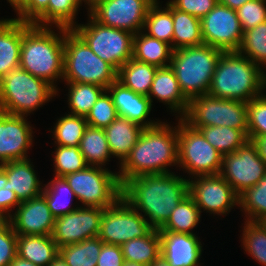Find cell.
Returning a JSON list of instances; mask_svg holds the SVG:
<instances>
[{
    "instance_id": "cell-19",
    "label": "cell",
    "mask_w": 266,
    "mask_h": 266,
    "mask_svg": "<svg viewBox=\"0 0 266 266\" xmlns=\"http://www.w3.org/2000/svg\"><path fill=\"white\" fill-rule=\"evenodd\" d=\"M15 210L7 221L17 235L52 234L55 217L42 195L21 201Z\"/></svg>"
},
{
    "instance_id": "cell-55",
    "label": "cell",
    "mask_w": 266,
    "mask_h": 266,
    "mask_svg": "<svg viewBox=\"0 0 266 266\" xmlns=\"http://www.w3.org/2000/svg\"><path fill=\"white\" fill-rule=\"evenodd\" d=\"M48 266H69L64 259L58 254Z\"/></svg>"
},
{
    "instance_id": "cell-33",
    "label": "cell",
    "mask_w": 266,
    "mask_h": 266,
    "mask_svg": "<svg viewBox=\"0 0 266 266\" xmlns=\"http://www.w3.org/2000/svg\"><path fill=\"white\" fill-rule=\"evenodd\" d=\"M41 195L45 198L55 218L71 213L80 207V205L71 207V200L76 196L64 177L54 176L53 180L44 184Z\"/></svg>"
},
{
    "instance_id": "cell-31",
    "label": "cell",
    "mask_w": 266,
    "mask_h": 266,
    "mask_svg": "<svg viewBox=\"0 0 266 266\" xmlns=\"http://www.w3.org/2000/svg\"><path fill=\"white\" fill-rule=\"evenodd\" d=\"M79 150L88 166L106 168L105 165L112 157L104 128L88 125L80 140Z\"/></svg>"
},
{
    "instance_id": "cell-48",
    "label": "cell",
    "mask_w": 266,
    "mask_h": 266,
    "mask_svg": "<svg viewBox=\"0 0 266 266\" xmlns=\"http://www.w3.org/2000/svg\"><path fill=\"white\" fill-rule=\"evenodd\" d=\"M168 2L179 11L202 19L217 5L218 0H170Z\"/></svg>"
},
{
    "instance_id": "cell-22",
    "label": "cell",
    "mask_w": 266,
    "mask_h": 266,
    "mask_svg": "<svg viewBox=\"0 0 266 266\" xmlns=\"http://www.w3.org/2000/svg\"><path fill=\"white\" fill-rule=\"evenodd\" d=\"M148 97L153 103V98L177 113L176 119H181L187 113L189 100L184 96L180 89L176 75L170 66L157 68ZM178 117V118H177Z\"/></svg>"
},
{
    "instance_id": "cell-59",
    "label": "cell",
    "mask_w": 266,
    "mask_h": 266,
    "mask_svg": "<svg viewBox=\"0 0 266 266\" xmlns=\"http://www.w3.org/2000/svg\"><path fill=\"white\" fill-rule=\"evenodd\" d=\"M123 266H146V265L136 262L124 261Z\"/></svg>"
},
{
    "instance_id": "cell-4",
    "label": "cell",
    "mask_w": 266,
    "mask_h": 266,
    "mask_svg": "<svg viewBox=\"0 0 266 266\" xmlns=\"http://www.w3.org/2000/svg\"><path fill=\"white\" fill-rule=\"evenodd\" d=\"M266 71L238 51L222 52L208 94L213 97L249 102L263 95Z\"/></svg>"
},
{
    "instance_id": "cell-26",
    "label": "cell",
    "mask_w": 266,
    "mask_h": 266,
    "mask_svg": "<svg viewBox=\"0 0 266 266\" xmlns=\"http://www.w3.org/2000/svg\"><path fill=\"white\" fill-rule=\"evenodd\" d=\"M59 254L51 235H17V256L29 262L48 266Z\"/></svg>"
},
{
    "instance_id": "cell-39",
    "label": "cell",
    "mask_w": 266,
    "mask_h": 266,
    "mask_svg": "<svg viewBox=\"0 0 266 266\" xmlns=\"http://www.w3.org/2000/svg\"><path fill=\"white\" fill-rule=\"evenodd\" d=\"M65 115L57 119L53 130L50 131L54 144L66 147L79 146L88 126L86 117L69 113Z\"/></svg>"
},
{
    "instance_id": "cell-57",
    "label": "cell",
    "mask_w": 266,
    "mask_h": 266,
    "mask_svg": "<svg viewBox=\"0 0 266 266\" xmlns=\"http://www.w3.org/2000/svg\"><path fill=\"white\" fill-rule=\"evenodd\" d=\"M26 0H7L12 8L16 11Z\"/></svg>"
},
{
    "instance_id": "cell-58",
    "label": "cell",
    "mask_w": 266,
    "mask_h": 266,
    "mask_svg": "<svg viewBox=\"0 0 266 266\" xmlns=\"http://www.w3.org/2000/svg\"><path fill=\"white\" fill-rule=\"evenodd\" d=\"M102 0H84V4L87 5L88 8V11L95 5L97 4L98 2H100Z\"/></svg>"
},
{
    "instance_id": "cell-44",
    "label": "cell",
    "mask_w": 266,
    "mask_h": 266,
    "mask_svg": "<svg viewBox=\"0 0 266 266\" xmlns=\"http://www.w3.org/2000/svg\"><path fill=\"white\" fill-rule=\"evenodd\" d=\"M118 117L112 98L105 90L92 106L91 111L86 116L88 125L105 128Z\"/></svg>"
},
{
    "instance_id": "cell-9",
    "label": "cell",
    "mask_w": 266,
    "mask_h": 266,
    "mask_svg": "<svg viewBox=\"0 0 266 266\" xmlns=\"http://www.w3.org/2000/svg\"><path fill=\"white\" fill-rule=\"evenodd\" d=\"M87 24H77L73 30L91 50L116 71L133 55L134 34L126 30L105 26L88 13Z\"/></svg>"
},
{
    "instance_id": "cell-27",
    "label": "cell",
    "mask_w": 266,
    "mask_h": 266,
    "mask_svg": "<svg viewBox=\"0 0 266 266\" xmlns=\"http://www.w3.org/2000/svg\"><path fill=\"white\" fill-rule=\"evenodd\" d=\"M173 49L170 44L151 37L143 31L134 35L133 55L136 61L159 67L170 66Z\"/></svg>"
},
{
    "instance_id": "cell-37",
    "label": "cell",
    "mask_w": 266,
    "mask_h": 266,
    "mask_svg": "<svg viewBox=\"0 0 266 266\" xmlns=\"http://www.w3.org/2000/svg\"><path fill=\"white\" fill-rule=\"evenodd\" d=\"M103 241L99 237L59 248V254L69 266H96Z\"/></svg>"
},
{
    "instance_id": "cell-10",
    "label": "cell",
    "mask_w": 266,
    "mask_h": 266,
    "mask_svg": "<svg viewBox=\"0 0 266 266\" xmlns=\"http://www.w3.org/2000/svg\"><path fill=\"white\" fill-rule=\"evenodd\" d=\"M74 191L76 200L83 206L107 208L122 194L117 172L98 166H87L84 170L64 176Z\"/></svg>"
},
{
    "instance_id": "cell-29",
    "label": "cell",
    "mask_w": 266,
    "mask_h": 266,
    "mask_svg": "<svg viewBox=\"0 0 266 266\" xmlns=\"http://www.w3.org/2000/svg\"><path fill=\"white\" fill-rule=\"evenodd\" d=\"M173 18L172 49L197 46L204 43L201 19L177 10L171 5Z\"/></svg>"
},
{
    "instance_id": "cell-43",
    "label": "cell",
    "mask_w": 266,
    "mask_h": 266,
    "mask_svg": "<svg viewBox=\"0 0 266 266\" xmlns=\"http://www.w3.org/2000/svg\"><path fill=\"white\" fill-rule=\"evenodd\" d=\"M55 147V151L52 152L54 153L55 176L64 177L67 174L84 170L88 166L79 150V146L66 147L56 145Z\"/></svg>"
},
{
    "instance_id": "cell-53",
    "label": "cell",
    "mask_w": 266,
    "mask_h": 266,
    "mask_svg": "<svg viewBox=\"0 0 266 266\" xmlns=\"http://www.w3.org/2000/svg\"><path fill=\"white\" fill-rule=\"evenodd\" d=\"M249 0H218V2L224 6H227L233 10H237L240 8L244 3L248 2Z\"/></svg>"
},
{
    "instance_id": "cell-47",
    "label": "cell",
    "mask_w": 266,
    "mask_h": 266,
    "mask_svg": "<svg viewBox=\"0 0 266 266\" xmlns=\"http://www.w3.org/2000/svg\"><path fill=\"white\" fill-rule=\"evenodd\" d=\"M17 256V234L7 220L0 221V266H9Z\"/></svg>"
},
{
    "instance_id": "cell-12",
    "label": "cell",
    "mask_w": 266,
    "mask_h": 266,
    "mask_svg": "<svg viewBox=\"0 0 266 266\" xmlns=\"http://www.w3.org/2000/svg\"><path fill=\"white\" fill-rule=\"evenodd\" d=\"M154 228L122 196L104 209L98 237L106 244L121 246L131 239L147 236Z\"/></svg>"
},
{
    "instance_id": "cell-13",
    "label": "cell",
    "mask_w": 266,
    "mask_h": 266,
    "mask_svg": "<svg viewBox=\"0 0 266 266\" xmlns=\"http://www.w3.org/2000/svg\"><path fill=\"white\" fill-rule=\"evenodd\" d=\"M219 174L239 196L261 180L266 174V164L260 158L256 146L248 140L236 151L222 156Z\"/></svg>"
},
{
    "instance_id": "cell-6",
    "label": "cell",
    "mask_w": 266,
    "mask_h": 266,
    "mask_svg": "<svg viewBox=\"0 0 266 266\" xmlns=\"http://www.w3.org/2000/svg\"><path fill=\"white\" fill-rule=\"evenodd\" d=\"M56 95L57 90L51 84L21 67L0 79V111L3 113L27 118Z\"/></svg>"
},
{
    "instance_id": "cell-54",
    "label": "cell",
    "mask_w": 266,
    "mask_h": 266,
    "mask_svg": "<svg viewBox=\"0 0 266 266\" xmlns=\"http://www.w3.org/2000/svg\"><path fill=\"white\" fill-rule=\"evenodd\" d=\"M9 266H39L35 265L28 260L22 259L19 256H16V258L9 264Z\"/></svg>"
},
{
    "instance_id": "cell-18",
    "label": "cell",
    "mask_w": 266,
    "mask_h": 266,
    "mask_svg": "<svg viewBox=\"0 0 266 266\" xmlns=\"http://www.w3.org/2000/svg\"><path fill=\"white\" fill-rule=\"evenodd\" d=\"M25 117L0 111V164L28 159V150L33 147L34 127Z\"/></svg>"
},
{
    "instance_id": "cell-45",
    "label": "cell",
    "mask_w": 266,
    "mask_h": 266,
    "mask_svg": "<svg viewBox=\"0 0 266 266\" xmlns=\"http://www.w3.org/2000/svg\"><path fill=\"white\" fill-rule=\"evenodd\" d=\"M248 136H266V94L247 102Z\"/></svg>"
},
{
    "instance_id": "cell-8",
    "label": "cell",
    "mask_w": 266,
    "mask_h": 266,
    "mask_svg": "<svg viewBox=\"0 0 266 266\" xmlns=\"http://www.w3.org/2000/svg\"><path fill=\"white\" fill-rule=\"evenodd\" d=\"M194 129L206 126H224L241 130L248 137L247 102L222 99L209 94L189 101L182 118Z\"/></svg>"
},
{
    "instance_id": "cell-36",
    "label": "cell",
    "mask_w": 266,
    "mask_h": 266,
    "mask_svg": "<svg viewBox=\"0 0 266 266\" xmlns=\"http://www.w3.org/2000/svg\"><path fill=\"white\" fill-rule=\"evenodd\" d=\"M198 130L222 155L236 151L249 140L241 130L230 127L206 126L200 127Z\"/></svg>"
},
{
    "instance_id": "cell-5",
    "label": "cell",
    "mask_w": 266,
    "mask_h": 266,
    "mask_svg": "<svg viewBox=\"0 0 266 266\" xmlns=\"http://www.w3.org/2000/svg\"><path fill=\"white\" fill-rule=\"evenodd\" d=\"M223 51L205 43L173 50V69L184 96L191 99L208 94L217 62Z\"/></svg>"
},
{
    "instance_id": "cell-16",
    "label": "cell",
    "mask_w": 266,
    "mask_h": 266,
    "mask_svg": "<svg viewBox=\"0 0 266 266\" xmlns=\"http://www.w3.org/2000/svg\"><path fill=\"white\" fill-rule=\"evenodd\" d=\"M204 43L223 52L238 51L243 30L236 10L220 4L201 19Z\"/></svg>"
},
{
    "instance_id": "cell-23",
    "label": "cell",
    "mask_w": 266,
    "mask_h": 266,
    "mask_svg": "<svg viewBox=\"0 0 266 266\" xmlns=\"http://www.w3.org/2000/svg\"><path fill=\"white\" fill-rule=\"evenodd\" d=\"M32 163L28 158L0 164V169L8 179L7 186L15 192L20 201L36 198L43 191L42 182L37 177Z\"/></svg>"
},
{
    "instance_id": "cell-49",
    "label": "cell",
    "mask_w": 266,
    "mask_h": 266,
    "mask_svg": "<svg viewBox=\"0 0 266 266\" xmlns=\"http://www.w3.org/2000/svg\"><path fill=\"white\" fill-rule=\"evenodd\" d=\"M7 182L6 174L0 169V220H7L14 212L12 208H17L21 203Z\"/></svg>"
},
{
    "instance_id": "cell-17",
    "label": "cell",
    "mask_w": 266,
    "mask_h": 266,
    "mask_svg": "<svg viewBox=\"0 0 266 266\" xmlns=\"http://www.w3.org/2000/svg\"><path fill=\"white\" fill-rule=\"evenodd\" d=\"M104 208L80 206L55 218L52 239L58 248L98 237Z\"/></svg>"
},
{
    "instance_id": "cell-40",
    "label": "cell",
    "mask_w": 266,
    "mask_h": 266,
    "mask_svg": "<svg viewBox=\"0 0 266 266\" xmlns=\"http://www.w3.org/2000/svg\"><path fill=\"white\" fill-rule=\"evenodd\" d=\"M238 202L245 220L260 222L266 217V174L256 185L241 193Z\"/></svg>"
},
{
    "instance_id": "cell-7",
    "label": "cell",
    "mask_w": 266,
    "mask_h": 266,
    "mask_svg": "<svg viewBox=\"0 0 266 266\" xmlns=\"http://www.w3.org/2000/svg\"><path fill=\"white\" fill-rule=\"evenodd\" d=\"M117 80V71L98 57L73 30L64 28V73L66 83H88L107 89Z\"/></svg>"
},
{
    "instance_id": "cell-25",
    "label": "cell",
    "mask_w": 266,
    "mask_h": 266,
    "mask_svg": "<svg viewBox=\"0 0 266 266\" xmlns=\"http://www.w3.org/2000/svg\"><path fill=\"white\" fill-rule=\"evenodd\" d=\"M104 131L112 156L118 158L119 164H121L130 154L143 131V127L127 118L118 116L109 126L104 128Z\"/></svg>"
},
{
    "instance_id": "cell-28",
    "label": "cell",
    "mask_w": 266,
    "mask_h": 266,
    "mask_svg": "<svg viewBox=\"0 0 266 266\" xmlns=\"http://www.w3.org/2000/svg\"><path fill=\"white\" fill-rule=\"evenodd\" d=\"M157 68L132 58L117 71V81L137 94L148 96Z\"/></svg>"
},
{
    "instance_id": "cell-11",
    "label": "cell",
    "mask_w": 266,
    "mask_h": 266,
    "mask_svg": "<svg viewBox=\"0 0 266 266\" xmlns=\"http://www.w3.org/2000/svg\"><path fill=\"white\" fill-rule=\"evenodd\" d=\"M178 166L191 177L220 173L222 154L182 118L178 119Z\"/></svg>"
},
{
    "instance_id": "cell-52",
    "label": "cell",
    "mask_w": 266,
    "mask_h": 266,
    "mask_svg": "<svg viewBox=\"0 0 266 266\" xmlns=\"http://www.w3.org/2000/svg\"><path fill=\"white\" fill-rule=\"evenodd\" d=\"M248 139L256 146L260 158L266 164V136H248Z\"/></svg>"
},
{
    "instance_id": "cell-34",
    "label": "cell",
    "mask_w": 266,
    "mask_h": 266,
    "mask_svg": "<svg viewBox=\"0 0 266 266\" xmlns=\"http://www.w3.org/2000/svg\"><path fill=\"white\" fill-rule=\"evenodd\" d=\"M200 218V209L196 206L193 198L188 194L171 212L169 219L159 231L196 235L193 233V228L200 223Z\"/></svg>"
},
{
    "instance_id": "cell-41",
    "label": "cell",
    "mask_w": 266,
    "mask_h": 266,
    "mask_svg": "<svg viewBox=\"0 0 266 266\" xmlns=\"http://www.w3.org/2000/svg\"><path fill=\"white\" fill-rule=\"evenodd\" d=\"M238 52L266 70V21L243 32Z\"/></svg>"
},
{
    "instance_id": "cell-24",
    "label": "cell",
    "mask_w": 266,
    "mask_h": 266,
    "mask_svg": "<svg viewBox=\"0 0 266 266\" xmlns=\"http://www.w3.org/2000/svg\"><path fill=\"white\" fill-rule=\"evenodd\" d=\"M24 22L16 18L0 21V79L19 67Z\"/></svg>"
},
{
    "instance_id": "cell-50",
    "label": "cell",
    "mask_w": 266,
    "mask_h": 266,
    "mask_svg": "<svg viewBox=\"0 0 266 266\" xmlns=\"http://www.w3.org/2000/svg\"><path fill=\"white\" fill-rule=\"evenodd\" d=\"M49 0H26L15 12L16 19L32 24L48 7Z\"/></svg>"
},
{
    "instance_id": "cell-3",
    "label": "cell",
    "mask_w": 266,
    "mask_h": 266,
    "mask_svg": "<svg viewBox=\"0 0 266 266\" xmlns=\"http://www.w3.org/2000/svg\"><path fill=\"white\" fill-rule=\"evenodd\" d=\"M51 28L24 22L19 67L46 80L58 96L55 84L63 79L64 73V28L57 27L58 33Z\"/></svg>"
},
{
    "instance_id": "cell-20",
    "label": "cell",
    "mask_w": 266,
    "mask_h": 266,
    "mask_svg": "<svg viewBox=\"0 0 266 266\" xmlns=\"http://www.w3.org/2000/svg\"><path fill=\"white\" fill-rule=\"evenodd\" d=\"M106 91L112 98L118 116L127 118L143 128L152 127L160 122L147 119L153 108L148 96L135 93L117 80Z\"/></svg>"
},
{
    "instance_id": "cell-51",
    "label": "cell",
    "mask_w": 266,
    "mask_h": 266,
    "mask_svg": "<svg viewBox=\"0 0 266 266\" xmlns=\"http://www.w3.org/2000/svg\"><path fill=\"white\" fill-rule=\"evenodd\" d=\"M121 246L103 243L96 266H123Z\"/></svg>"
},
{
    "instance_id": "cell-2",
    "label": "cell",
    "mask_w": 266,
    "mask_h": 266,
    "mask_svg": "<svg viewBox=\"0 0 266 266\" xmlns=\"http://www.w3.org/2000/svg\"><path fill=\"white\" fill-rule=\"evenodd\" d=\"M178 167V132L166 122L143 128L130 154L117 172L121 186L131 178L145 174L170 173L168 167Z\"/></svg>"
},
{
    "instance_id": "cell-32",
    "label": "cell",
    "mask_w": 266,
    "mask_h": 266,
    "mask_svg": "<svg viewBox=\"0 0 266 266\" xmlns=\"http://www.w3.org/2000/svg\"><path fill=\"white\" fill-rule=\"evenodd\" d=\"M124 261L150 266L161 255L159 229H153L147 236L131 239L121 245Z\"/></svg>"
},
{
    "instance_id": "cell-38",
    "label": "cell",
    "mask_w": 266,
    "mask_h": 266,
    "mask_svg": "<svg viewBox=\"0 0 266 266\" xmlns=\"http://www.w3.org/2000/svg\"><path fill=\"white\" fill-rule=\"evenodd\" d=\"M68 87L69 114L86 117L99 96L106 90L102 86L88 83H65Z\"/></svg>"
},
{
    "instance_id": "cell-1",
    "label": "cell",
    "mask_w": 266,
    "mask_h": 266,
    "mask_svg": "<svg viewBox=\"0 0 266 266\" xmlns=\"http://www.w3.org/2000/svg\"><path fill=\"white\" fill-rule=\"evenodd\" d=\"M188 194V178L170 172L131 178L122 185L121 196L136 211H140L141 214L143 212V216L154 229H160L169 219L171 212Z\"/></svg>"
},
{
    "instance_id": "cell-14",
    "label": "cell",
    "mask_w": 266,
    "mask_h": 266,
    "mask_svg": "<svg viewBox=\"0 0 266 266\" xmlns=\"http://www.w3.org/2000/svg\"><path fill=\"white\" fill-rule=\"evenodd\" d=\"M152 0H102L87 13L99 23L137 34L143 30Z\"/></svg>"
},
{
    "instance_id": "cell-35",
    "label": "cell",
    "mask_w": 266,
    "mask_h": 266,
    "mask_svg": "<svg viewBox=\"0 0 266 266\" xmlns=\"http://www.w3.org/2000/svg\"><path fill=\"white\" fill-rule=\"evenodd\" d=\"M160 1L154 2L147 13L144 21L143 32L171 45L173 38V18L171 4L167 2L166 7H160Z\"/></svg>"
},
{
    "instance_id": "cell-60",
    "label": "cell",
    "mask_w": 266,
    "mask_h": 266,
    "mask_svg": "<svg viewBox=\"0 0 266 266\" xmlns=\"http://www.w3.org/2000/svg\"><path fill=\"white\" fill-rule=\"evenodd\" d=\"M260 222L266 227V217H264Z\"/></svg>"
},
{
    "instance_id": "cell-30",
    "label": "cell",
    "mask_w": 266,
    "mask_h": 266,
    "mask_svg": "<svg viewBox=\"0 0 266 266\" xmlns=\"http://www.w3.org/2000/svg\"><path fill=\"white\" fill-rule=\"evenodd\" d=\"M83 2L84 0H49L47 9L32 24L73 29L78 24L75 18Z\"/></svg>"
},
{
    "instance_id": "cell-42",
    "label": "cell",
    "mask_w": 266,
    "mask_h": 266,
    "mask_svg": "<svg viewBox=\"0 0 266 266\" xmlns=\"http://www.w3.org/2000/svg\"><path fill=\"white\" fill-rule=\"evenodd\" d=\"M242 246L252 259L266 266V227L261 222L244 221Z\"/></svg>"
},
{
    "instance_id": "cell-21",
    "label": "cell",
    "mask_w": 266,
    "mask_h": 266,
    "mask_svg": "<svg viewBox=\"0 0 266 266\" xmlns=\"http://www.w3.org/2000/svg\"><path fill=\"white\" fill-rule=\"evenodd\" d=\"M161 256L171 266H201L202 243L198 236L183 233L159 231Z\"/></svg>"
},
{
    "instance_id": "cell-46",
    "label": "cell",
    "mask_w": 266,
    "mask_h": 266,
    "mask_svg": "<svg viewBox=\"0 0 266 266\" xmlns=\"http://www.w3.org/2000/svg\"><path fill=\"white\" fill-rule=\"evenodd\" d=\"M243 32L266 21V0H249L236 10Z\"/></svg>"
},
{
    "instance_id": "cell-56",
    "label": "cell",
    "mask_w": 266,
    "mask_h": 266,
    "mask_svg": "<svg viewBox=\"0 0 266 266\" xmlns=\"http://www.w3.org/2000/svg\"><path fill=\"white\" fill-rule=\"evenodd\" d=\"M150 266H171V265L163 256L160 255Z\"/></svg>"
},
{
    "instance_id": "cell-15",
    "label": "cell",
    "mask_w": 266,
    "mask_h": 266,
    "mask_svg": "<svg viewBox=\"0 0 266 266\" xmlns=\"http://www.w3.org/2000/svg\"><path fill=\"white\" fill-rule=\"evenodd\" d=\"M188 180L189 195L201 213L203 210L219 216L226 215L239 205V196L220 174L199 175Z\"/></svg>"
}]
</instances>
